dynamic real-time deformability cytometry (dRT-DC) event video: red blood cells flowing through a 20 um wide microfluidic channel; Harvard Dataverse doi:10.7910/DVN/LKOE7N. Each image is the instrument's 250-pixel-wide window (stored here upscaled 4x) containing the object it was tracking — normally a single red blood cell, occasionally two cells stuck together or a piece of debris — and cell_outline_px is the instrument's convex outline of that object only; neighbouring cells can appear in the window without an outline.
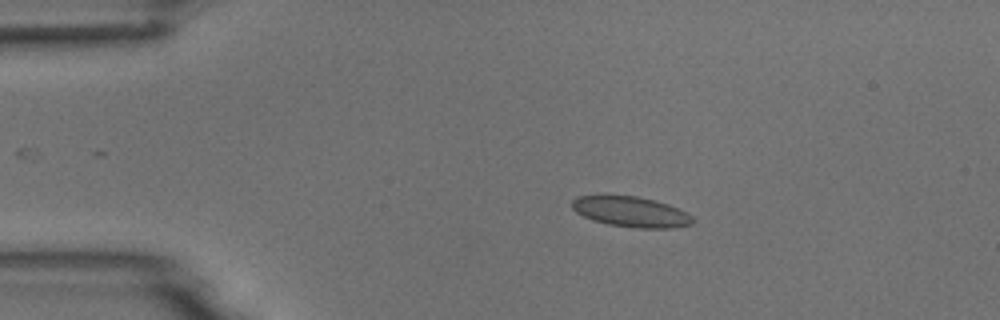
{"species": "common noctule bat (a hibernating species)", "species_latin": "Nyctalus noctula", "temperature_condition": "room temperature", "stored_images_in_passage": 5, "camera_frame_rate_fps": 3000, "um_per_image_px": 0.085, "animal": {"sex": "male", "body_mass_g": 18.8}, "frame": {"image": 1, "passage_image": 3, "time_ms": 2.333, "image_size_px": [1000, 320], "cell_outline_px": [[696, 220], [692, 224], [672, 228], [636, 228], [608, 224], [592, 220], [576, 212], [572, 208], [572, 200], [576, 196], [636, 196], [656, 200], [668, 204], [692, 216]], "centroid_in_image_um": [53.64, 18.01], "position_along_channel_um": 31.4, "area_um2": 21.27}}
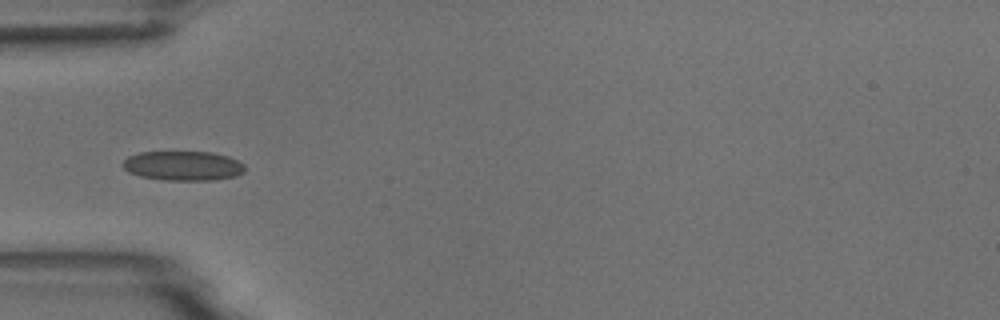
{"frame": {"image": 2, "passage_image": 5, "time_ms": 4.667, "image_size_px": [1000, 320], "cell_outline_px": [[244, 172], [236, 176], [212, 180], [164, 180], [140, 176], [128, 172], [120, 164], [128, 156], [140, 152], [212, 152], [228, 156], [244, 164]], "centroid_in_image_um": [15.54, 14.09], "position_along_channel_um": 69.5, "area_um2": 21.04}}